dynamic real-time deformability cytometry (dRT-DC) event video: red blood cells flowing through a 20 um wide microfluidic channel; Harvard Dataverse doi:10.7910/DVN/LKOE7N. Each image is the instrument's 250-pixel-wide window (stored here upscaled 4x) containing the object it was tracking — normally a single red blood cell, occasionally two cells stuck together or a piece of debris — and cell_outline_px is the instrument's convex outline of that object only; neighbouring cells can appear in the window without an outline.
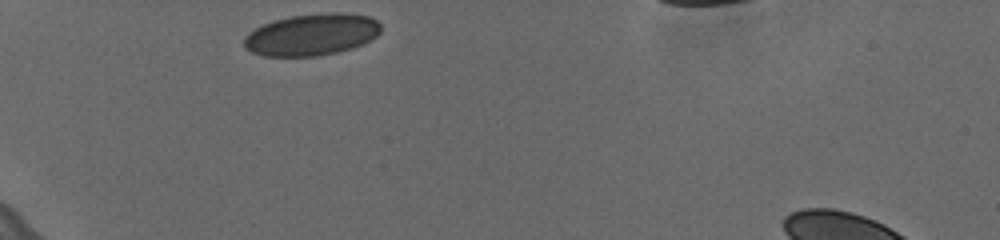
{"species": "human", "species_latin": "Homo sapiens", "temperature_condition": "cold", "stored_images_in_passage": 32, "camera_frame_rate_fps": 3000, "um_per_image_px": 0.085, "donor": {"sex": "female"}, "frame": {"image": 1, "passage_image": 1, "time_ms": 0.0, "image_size_px": [1000, 240], "cell_outline_px": [[380, 32], [376, 36], [352, 48], [336, 52], [316, 56], [264, 56], [252, 52], [244, 48], [244, 36], [248, 32], [272, 20], [292, 16], [328, 12], [344, 12], [368, 16], [376, 20], [380, 24]], "centroid_in_image_um": [26.47, 2.93], "position_along_channel_um": 58.5, "area_um2": 33.23}}
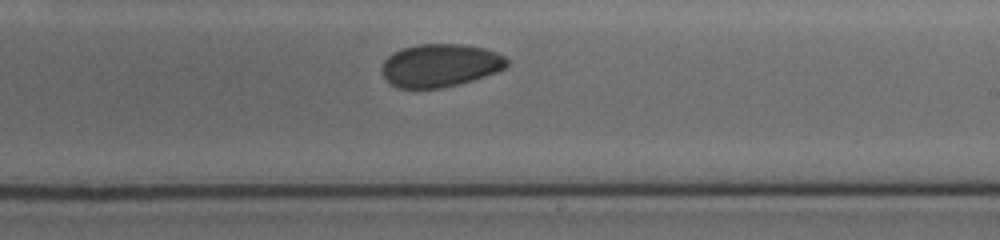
{"frame": {"image": 2, "passage_image": 19, "time_ms": 6.0, "image_size_px": [1000, 240], "cell_outline_px": [[508, 64], [504, 68], [496, 72], [472, 80], [440, 88], [396, 88], [380, 72], [380, 68], [384, 60], [392, 52], [400, 48], [416, 44], [460, 44], [484, 48], [496, 52], [504, 56], [508, 60]], "centroid_in_image_um": [37.37, 5.54], "position_along_channel_um": 251.6, "area_um2": 31.39}}
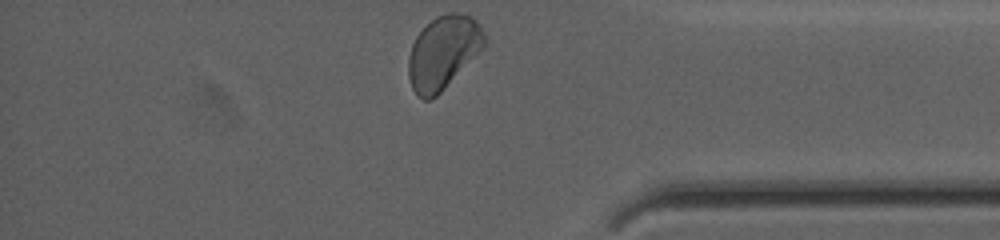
{"frame": {"image": 3, "passage_image": 32, "time_ms": 10.333, "image_size_px": [1000, 240], "cell_outline_px": [[488, 40], [440, 92], [436, 96], [428, 100], [424, 100], [416, 96], [412, 88], [408, 76], [408, 56], [412, 44], [416, 36], [436, 16], [448, 12], [456, 12], [472, 16], [476, 20], [484, 32]], "centroid_in_image_um": [37.63, 4.43], "position_along_channel_um": 397.6, "area_um2": 31.91}, "authors_computed_cell_mechanics": {"area_um2": 32.368, "velocity_mm_per_s": 3.597, "shape_relaxation_time_tau1_ms": 9.9877, "shape_relaxation_time_tau2_ms": 5.0784, "deformation_change_tau1": 0.1119, "deformation_change_tau2": 0.0618}}